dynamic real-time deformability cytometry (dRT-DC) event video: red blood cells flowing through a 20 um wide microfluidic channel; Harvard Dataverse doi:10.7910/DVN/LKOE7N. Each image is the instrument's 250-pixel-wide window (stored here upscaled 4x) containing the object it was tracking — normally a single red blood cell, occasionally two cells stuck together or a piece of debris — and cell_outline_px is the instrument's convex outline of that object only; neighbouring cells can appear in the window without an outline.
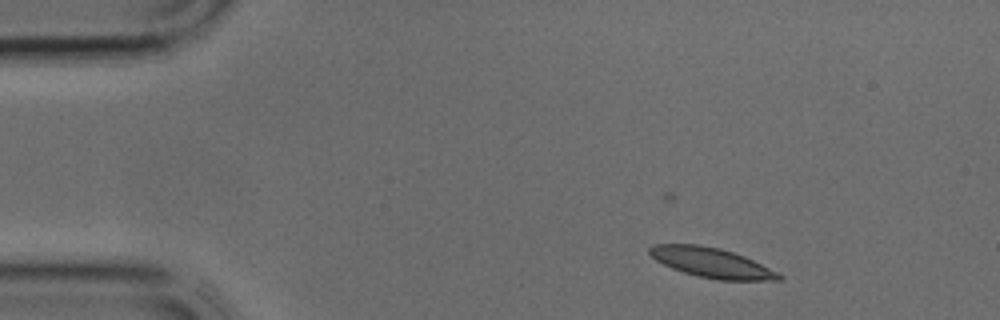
{"species": "common noctule bat (a hibernating species)", "species_latin": "Nyctalus noctula", "temperature_condition": "cold", "stored_images_in_passage": 15, "camera_frame_rate_fps": 3000, "um_per_image_px": 0.085, "animal": {"sex": "male", "body_mass_g": 17.9, "forearm_length_mm": 54.2}, "frame": {"image": 1, "passage_image": 9, "time_ms": 2.667, "image_size_px": [1000, 320], "cell_outline_px": [[784, 280], [716, 280], [696, 276], [672, 268], [656, 260], [648, 252], [648, 248], [656, 244], [700, 244], [720, 248], [744, 256], [780, 272], [784, 276]], "centroid_in_image_um": [60.53, 22.33], "position_along_channel_um": 24.5, "area_um2": 22.6}}